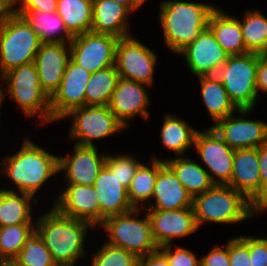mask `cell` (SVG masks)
<instances>
[{
	"label": "cell",
	"instance_id": "cell-29",
	"mask_svg": "<svg viewBox=\"0 0 267 266\" xmlns=\"http://www.w3.org/2000/svg\"><path fill=\"white\" fill-rule=\"evenodd\" d=\"M93 0H58L56 12L73 36L91 32Z\"/></svg>",
	"mask_w": 267,
	"mask_h": 266
},
{
	"label": "cell",
	"instance_id": "cell-13",
	"mask_svg": "<svg viewBox=\"0 0 267 266\" xmlns=\"http://www.w3.org/2000/svg\"><path fill=\"white\" fill-rule=\"evenodd\" d=\"M91 73L69 59L60 87L50 97L53 121L64 119L72 109L85 106V91Z\"/></svg>",
	"mask_w": 267,
	"mask_h": 266
},
{
	"label": "cell",
	"instance_id": "cell-12",
	"mask_svg": "<svg viewBox=\"0 0 267 266\" xmlns=\"http://www.w3.org/2000/svg\"><path fill=\"white\" fill-rule=\"evenodd\" d=\"M194 148L200 155L202 163L208 166V174L213 183L228 185L232 176L235 150L224 142L211 127L204 132H197Z\"/></svg>",
	"mask_w": 267,
	"mask_h": 266
},
{
	"label": "cell",
	"instance_id": "cell-28",
	"mask_svg": "<svg viewBox=\"0 0 267 266\" xmlns=\"http://www.w3.org/2000/svg\"><path fill=\"white\" fill-rule=\"evenodd\" d=\"M201 95L212 119L217 122L239 110L230 100L222 82L214 76H200Z\"/></svg>",
	"mask_w": 267,
	"mask_h": 266
},
{
	"label": "cell",
	"instance_id": "cell-17",
	"mask_svg": "<svg viewBox=\"0 0 267 266\" xmlns=\"http://www.w3.org/2000/svg\"><path fill=\"white\" fill-rule=\"evenodd\" d=\"M54 203L60 213L100 226V204L93 185L68 184Z\"/></svg>",
	"mask_w": 267,
	"mask_h": 266
},
{
	"label": "cell",
	"instance_id": "cell-16",
	"mask_svg": "<svg viewBox=\"0 0 267 266\" xmlns=\"http://www.w3.org/2000/svg\"><path fill=\"white\" fill-rule=\"evenodd\" d=\"M178 54H183L190 71L200 76H214L230 57L223 50L212 31L207 28Z\"/></svg>",
	"mask_w": 267,
	"mask_h": 266
},
{
	"label": "cell",
	"instance_id": "cell-19",
	"mask_svg": "<svg viewBox=\"0 0 267 266\" xmlns=\"http://www.w3.org/2000/svg\"><path fill=\"white\" fill-rule=\"evenodd\" d=\"M256 207L261 204V176L258 148L235 150L231 180L228 184Z\"/></svg>",
	"mask_w": 267,
	"mask_h": 266
},
{
	"label": "cell",
	"instance_id": "cell-33",
	"mask_svg": "<svg viewBox=\"0 0 267 266\" xmlns=\"http://www.w3.org/2000/svg\"><path fill=\"white\" fill-rule=\"evenodd\" d=\"M152 168L141 164L128 188V198L134 208H139V202L151 200L158 171L165 164L164 160L152 159Z\"/></svg>",
	"mask_w": 267,
	"mask_h": 266
},
{
	"label": "cell",
	"instance_id": "cell-39",
	"mask_svg": "<svg viewBox=\"0 0 267 266\" xmlns=\"http://www.w3.org/2000/svg\"><path fill=\"white\" fill-rule=\"evenodd\" d=\"M230 266H251L249 236H239L229 240Z\"/></svg>",
	"mask_w": 267,
	"mask_h": 266
},
{
	"label": "cell",
	"instance_id": "cell-43",
	"mask_svg": "<svg viewBox=\"0 0 267 266\" xmlns=\"http://www.w3.org/2000/svg\"><path fill=\"white\" fill-rule=\"evenodd\" d=\"M58 0H16L21 3L16 9H34L43 12H56Z\"/></svg>",
	"mask_w": 267,
	"mask_h": 266
},
{
	"label": "cell",
	"instance_id": "cell-15",
	"mask_svg": "<svg viewBox=\"0 0 267 266\" xmlns=\"http://www.w3.org/2000/svg\"><path fill=\"white\" fill-rule=\"evenodd\" d=\"M146 211L151 223L152 236L158 247L170 245L172 239L188 236L199 228L193 207Z\"/></svg>",
	"mask_w": 267,
	"mask_h": 266
},
{
	"label": "cell",
	"instance_id": "cell-36",
	"mask_svg": "<svg viewBox=\"0 0 267 266\" xmlns=\"http://www.w3.org/2000/svg\"><path fill=\"white\" fill-rule=\"evenodd\" d=\"M14 260L23 266H57L36 230L25 240Z\"/></svg>",
	"mask_w": 267,
	"mask_h": 266
},
{
	"label": "cell",
	"instance_id": "cell-14",
	"mask_svg": "<svg viewBox=\"0 0 267 266\" xmlns=\"http://www.w3.org/2000/svg\"><path fill=\"white\" fill-rule=\"evenodd\" d=\"M252 109H239L236 118L231 114L217 121L211 128L233 150L245 148H258L267 143V123L255 120H246L244 115Z\"/></svg>",
	"mask_w": 267,
	"mask_h": 266
},
{
	"label": "cell",
	"instance_id": "cell-6",
	"mask_svg": "<svg viewBox=\"0 0 267 266\" xmlns=\"http://www.w3.org/2000/svg\"><path fill=\"white\" fill-rule=\"evenodd\" d=\"M41 44L37 33L18 14L0 25L1 76L12 68L35 62Z\"/></svg>",
	"mask_w": 267,
	"mask_h": 266
},
{
	"label": "cell",
	"instance_id": "cell-37",
	"mask_svg": "<svg viewBox=\"0 0 267 266\" xmlns=\"http://www.w3.org/2000/svg\"><path fill=\"white\" fill-rule=\"evenodd\" d=\"M138 257L105 242L103 246L92 255L91 266H136Z\"/></svg>",
	"mask_w": 267,
	"mask_h": 266
},
{
	"label": "cell",
	"instance_id": "cell-23",
	"mask_svg": "<svg viewBox=\"0 0 267 266\" xmlns=\"http://www.w3.org/2000/svg\"><path fill=\"white\" fill-rule=\"evenodd\" d=\"M152 198L156 203L149 204L147 209L178 210L193 206L192 195L166 163L158 171Z\"/></svg>",
	"mask_w": 267,
	"mask_h": 266
},
{
	"label": "cell",
	"instance_id": "cell-27",
	"mask_svg": "<svg viewBox=\"0 0 267 266\" xmlns=\"http://www.w3.org/2000/svg\"><path fill=\"white\" fill-rule=\"evenodd\" d=\"M164 161L174 171L178 180L192 197L208 191L215 185L208 171L188 157L184 158L182 155Z\"/></svg>",
	"mask_w": 267,
	"mask_h": 266
},
{
	"label": "cell",
	"instance_id": "cell-47",
	"mask_svg": "<svg viewBox=\"0 0 267 266\" xmlns=\"http://www.w3.org/2000/svg\"><path fill=\"white\" fill-rule=\"evenodd\" d=\"M16 0H0V25L16 14Z\"/></svg>",
	"mask_w": 267,
	"mask_h": 266
},
{
	"label": "cell",
	"instance_id": "cell-30",
	"mask_svg": "<svg viewBox=\"0 0 267 266\" xmlns=\"http://www.w3.org/2000/svg\"><path fill=\"white\" fill-rule=\"evenodd\" d=\"M32 198L29 194L19 195L13 189L0 190V227L32 223Z\"/></svg>",
	"mask_w": 267,
	"mask_h": 266
},
{
	"label": "cell",
	"instance_id": "cell-18",
	"mask_svg": "<svg viewBox=\"0 0 267 266\" xmlns=\"http://www.w3.org/2000/svg\"><path fill=\"white\" fill-rule=\"evenodd\" d=\"M96 146L75 144L72 156L58 157V170L66 171L67 184L93 185L105 166L106 155L99 157Z\"/></svg>",
	"mask_w": 267,
	"mask_h": 266
},
{
	"label": "cell",
	"instance_id": "cell-26",
	"mask_svg": "<svg viewBox=\"0 0 267 266\" xmlns=\"http://www.w3.org/2000/svg\"><path fill=\"white\" fill-rule=\"evenodd\" d=\"M37 33L41 43H67L74 38L67 30L65 23L57 12H43L34 9H16ZM58 37L55 35H58ZM64 33V34H62ZM67 41H66V38Z\"/></svg>",
	"mask_w": 267,
	"mask_h": 266
},
{
	"label": "cell",
	"instance_id": "cell-50",
	"mask_svg": "<svg viewBox=\"0 0 267 266\" xmlns=\"http://www.w3.org/2000/svg\"><path fill=\"white\" fill-rule=\"evenodd\" d=\"M267 209V200L263 201L258 207H257V212L259 213L262 210Z\"/></svg>",
	"mask_w": 267,
	"mask_h": 266
},
{
	"label": "cell",
	"instance_id": "cell-51",
	"mask_svg": "<svg viewBox=\"0 0 267 266\" xmlns=\"http://www.w3.org/2000/svg\"><path fill=\"white\" fill-rule=\"evenodd\" d=\"M3 91H4V90H2L1 87H0V106L2 105V100L5 99V98H4V96H5L4 94H5V92L3 93Z\"/></svg>",
	"mask_w": 267,
	"mask_h": 266
},
{
	"label": "cell",
	"instance_id": "cell-24",
	"mask_svg": "<svg viewBox=\"0 0 267 266\" xmlns=\"http://www.w3.org/2000/svg\"><path fill=\"white\" fill-rule=\"evenodd\" d=\"M125 6L112 0H93L92 29L97 34H108L117 38L130 36Z\"/></svg>",
	"mask_w": 267,
	"mask_h": 266
},
{
	"label": "cell",
	"instance_id": "cell-31",
	"mask_svg": "<svg viewBox=\"0 0 267 266\" xmlns=\"http://www.w3.org/2000/svg\"><path fill=\"white\" fill-rule=\"evenodd\" d=\"M119 79L116 65L91 73L85 91V106L108 105Z\"/></svg>",
	"mask_w": 267,
	"mask_h": 266
},
{
	"label": "cell",
	"instance_id": "cell-22",
	"mask_svg": "<svg viewBox=\"0 0 267 266\" xmlns=\"http://www.w3.org/2000/svg\"><path fill=\"white\" fill-rule=\"evenodd\" d=\"M93 187L100 204V225L108 217L134 209L128 198V189L106 166L100 171Z\"/></svg>",
	"mask_w": 267,
	"mask_h": 266
},
{
	"label": "cell",
	"instance_id": "cell-32",
	"mask_svg": "<svg viewBox=\"0 0 267 266\" xmlns=\"http://www.w3.org/2000/svg\"><path fill=\"white\" fill-rule=\"evenodd\" d=\"M164 116L165 119L160 136L163 145L175 152L177 156L184 154L187 149L194 147L198 131L190 127L184 120L178 119L172 114Z\"/></svg>",
	"mask_w": 267,
	"mask_h": 266
},
{
	"label": "cell",
	"instance_id": "cell-20",
	"mask_svg": "<svg viewBox=\"0 0 267 266\" xmlns=\"http://www.w3.org/2000/svg\"><path fill=\"white\" fill-rule=\"evenodd\" d=\"M144 85L146 84L120 78L112 94L108 107L125 127H129L127 121L137 115L146 119L149 116L147 107L150 101Z\"/></svg>",
	"mask_w": 267,
	"mask_h": 266
},
{
	"label": "cell",
	"instance_id": "cell-49",
	"mask_svg": "<svg viewBox=\"0 0 267 266\" xmlns=\"http://www.w3.org/2000/svg\"><path fill=\"white\" fill-rule=\"evenodd\" d=\"M0 266H23L15 260L0 261Z\"/></svg>",
	"mask_w": 267,
	"mask_h": 266
},
{
	"label": "cell",
	"instance_id": "cell-42",
	"mask_svg": "<svg viewBox=\"0 0 267 266\" xmlns=\"http://www.w3.org/2000/svg\"><path fill=\"white\" fill-rule=\"evenodd\" d=\"M229 263V240L225 248L216 245L200 259L201 266H230Z\"/></svg>",
	"mask_w": 267,
	"mask_h": 266
},
{
	"label": "cell",
	"instance_id": "cell-52",
	"mask_svg": "<svg viewBox=\"0 0 267 266\" xmlns=\"http://www.w3.org/2000/svg\"><path fill=\"white\" fill-rule=\"evenodd\" d=\"M140 6L145 3L147 0H135Z\"/></svg>",
	"mask_w": 267,
	"mask_h": 266
},
{
	"label": "cell",
	"instance_id": "cell-48",
	"mask_svg": "<svg viewBox=\"0 0 267 266\" xmlns=\"http://www.w3.org/2000/svg\"><path fill=\"white\" fill-rule=\"evenodd\" d=\"M125 6L129 11H135L139 8V4L135 0H112Z\"/></svg>",
	"mask_w": 267,
	"mask_h": 266
},
{
	"label": "cell",
	"instance_id": "cell-2",
	"mask_svg": "<svg viewBox=\"0 0 267 266\" xmlns=\"http://www.w3.org/2000/svg\"><path fill=\"white\" fill-rule=\"evenodd\" d=\"M217 7L185 1H162L160 22L166 46L179 53L208 28L211 13Z\"/></svg>",
	"mask_w": 267,
	"mask_h": 266
},
{
	"label": "cell",
	"instance_id": "cell-25",
	"mask_svg": "<svg viewBox=\"0 0 267 266\" xmlns=\"http://www.w3.org/2000/svg\"><path fill=\"white\" fill-rule=\"evenodd\" d=\"M208 28L229 56L249 53L245 47L239 19L216 8L210 15Z\"/></svg>",
	"mask_w": 267,
	"mask_h": 266
},
{
	"label": "cell",
	"instance_id": "cell-40",
	"mask_svg": "<svg viewBox=\"0 0 267 266\" xmlns=\"http://www.w3.org/2000/svg\"><path fill=\"white\" fill-rule=\"evenodd\" d=\"M171 247V244L159 247L166 255L169 266H201L200 258L197 259L196 255L189 249L177 246L173 252Z\"/></svg>",
	"mask_w": 267,
	"mask_h": 266
},
{
	"label": "cell",
	"instance_id": "cell-46",
	"mask_svg": "<svg viewBox=\"0 0 267 266\" xmlns=\"http://www.w3.org/2000/svg\"><path fill=\"white\" fill-rule=\"evenodd\" d=\"M256 90L267 92V54H259L256 71Z\"/></svg>",
	"mask_w": 267,
	"mask_h": 266
},
{
	"label": "cell",
	"instance_id": "cell-21",
	"mask_svg": "<svg viewBox=\"0 0 267 266\" xmlns=\"http://www.w3.org/2000/svg\"><path fill=\"white\" fill-rule=\"evenodd\" d=\"M66 45L65 43H42L36 54L35 64L40 84L50 97L60 87L70 59V47L66 48Z\"/></svg>",
	"mask_w": 267,
	"mask_h": 266
},
{
	"label": "cell",
	"instance_id": "cell-41",
	"mask_svg": "<svg viewBox=\"0 0 267 266\" xmlns=\"http://www.w3.org/2000/svg\"><path fill=\"white\" fill-rule=\"evenodd\" d=\"M251 266H267V238L249 237Z\"/></svg>",
	"mask_w": 267,
	"mask_h": 266
},
{
	"label": "cell",
	"instance_id": "cell-38",
	"mask_svg": "<svg viewBox=\"0 0 267 266\" xmlns=\"http://www.w3.org/2000/svg\"><path fill=\"white\" fill-rule=\"evenodd\" d=\"M137 159L130 155H106L105 166L119 179L120 183L129 188L131 181L135 175L136 170L141 165Z\"/></svg>",
	"mask_w": 267,
	"mask_h": 266
},
{
	"label": "cell",
	"instance_id": "cell-8",
	"mask_svg": "<svg viewBox=\"0 0 267 266\" xmlns=\"http://www.w3.org/2000/svg\"><path fill=\"white\" fill-rule=\"evenodd\" d=\"M140 210L141 208H134L108 217L100 225L109 235L108 244L123 248L137 257L145 256L159 248L152 236L149 216L146 215L143 220L139 219Z\"/></svg>",
	"mask_w": 267,
	"mask_h": 266
},
{
	"label": "cell",
	"instance_id": "cell-4",
	"mask_svg": "<svg viewBox=\"0 0 267 266\" xmlns=\"http://www.w3.org/2000/svg\"><path fill=\"white\" fill-rule=\"evenodd\" d=\"M193 210L198 227L204 221L233 224L250 219L257 207L243 194L228 185H214L193 197Z\"/></svg>",
	"mask_w": 267,
	"mask_h": 266
},
{
	"label": "cell",
	"instance_id": "cell-5",
	"mask_svg": "<svg viewBox=\"0 0 267 266\" xmlns=\"http://www.w3.org/2000/svg\"><path fill=\"white\" fill-rule=\"evenodd\" d=\"M8 84V94L23 110L26 116L41 117L43 124L54 122L51 116L50 96L40 84L35 62L10 69L0 76Z\"/></svg>",
	"mask_w": 267,
	"mask_h": 266
},
{
	"label": "cell",
	"instance_id": "cell-45",
	"mask_svg": "<svg viewBox=\"0 0 267 266\" xmlns=\"http://www.w3.org/2000/svg\"><path fill=\"white\" fill-rule=\"evenodd\" d=\"M136 266H169L166 255L158 248L145 256L138 257Z\"/></svg>",
	"mask_w": 267,
	"mask_h": 266
},
{
	"label": "cell",
	"instance_id": "cell-34",
	"mask_svg": "<svg viewBox=\"0 0 267 266\" xmlns=\"http://www.w3.org/2000/svg\"><path fill=\"white\" fill-rule=\"evenodd\" d=\"M243 40L249 52L267 54V18L260 11H247L241 22Z\"/></svg>",
	"mask_w": 267,
	"mask_h": 266
},
{
	"label": "cell",
	"instance_id": "cell-7",
	"mask_svg": "<svg viewBox=\"0 0 267 266\" xmlns=\"http://www.w3.org/2000/svg\"><path fill=\"white\" fill-rule=\"evenodd\" d=\"M258 58L259 53L255 52L230 56L216 74L238 109H253L256 104Z\"/></svg>",
	"mask_w": 267,
	"mask_h": 266
},
{
	"label": "cell",
	"instance_id": "cell-1",
	"mask_svg": "<svg viewBox=\"0 0 267 266\" xmlns=\"http://www.w3.org/2000/svg\"><path fill=\"white\" fill-rule=\"evenodd\" d=\"M93 226L60 213L55 207L37 219L35 230L51 253L57 266H75L85 256L84 239Z\"/></svg>",
	"mask_w": 267,
	"mask_h": 266
},
{
	"label": "cell",
	"instance_id": "cell-9",
	"mask_svg": "<svg viewBox=\"0 0 267 266\" xmlns=\"http://www.w3.org/2000/svg\"><path fill=\"white\" fill-rule=\"evenodd\" d=\"M73 118L70 139L81 146H95L93 140L106 138L125 128L108 105L82 106L72 109L64 118Z\"/></svg>",
	"mask_w": 267,
	"mask_h": 266
},
{
	"label": "cell",
	"instance_id": "cell-11",
	"mask_svg": "<svg viewBox=\"0 0 267 266\" xmlns=\"http://www.w3.org/2000/svg\"><path fill=\"white\" fill-rule=\"evenodd\" d=\"M117 37L86 32L68 44L70 58L90 73L115 65Z\"/></svg>",
	"mask_w": 267,
	"mask_h": 266
},
{
	"label": "cell",
	"instance_id": "cell-3",
	"mask_svg": "<svg viewBox=\"0 0 267 266\" xmlns=\"http://www.w3.org/2000/svg\"><path fill=\"white\" fill-rule=\"evenodd\" d=\"M3 173L19 189L20 193L34 197L40 187L58 170V156L52 155L35 145L29 138L24 139L20 150L2 161Z\"/></svg>",
	"mask_w": 267,
	"mask_h": 266
},
{
	"label": "cell",
	"instance_id": "cell-35",
	"mask_svg": "<svg viewBox=\"0 0 267 266\" xmlns=\"http://www.w3.org/2000/svg\"><path fill=\"white\" fill-rule=\"evenodd\" d=\"M32 223L0 227V261L14 260L25 240L35 231Z\"/></svg>",
	"mask_w": 267,
	"mask_h": 266
},
{
	"label": "cell",
	"instance_id": "cell-10",
	"mask_svg": "<svg viewBox=\"0 0 267 266\" xmlns=\"http://www.w3.org/2000/svg\"><path fill=\"white\" fill-rule=\"evenodd\" d=\"M156 60V54L131 35L118 39L115 65L120 78L152 86Z\"/></svg>",
	"mask_w": 267,
	"mask_h": 266
},
{
	"label": "cell",
	"instance_id": "cell-44",
	"mask_svg": "<svg viewBox=\"0 0 267 266\" xmlns=\"http://www.w3.org/2000/svg\"><path fill=\"white\" fill-rule=\"evenodd\" d=\"M259 170L261 176V203L267 200V143L258 147Z\"/></svg>",
	"mask_w": 267,
	"mask_h": 266
}]
</instances>
